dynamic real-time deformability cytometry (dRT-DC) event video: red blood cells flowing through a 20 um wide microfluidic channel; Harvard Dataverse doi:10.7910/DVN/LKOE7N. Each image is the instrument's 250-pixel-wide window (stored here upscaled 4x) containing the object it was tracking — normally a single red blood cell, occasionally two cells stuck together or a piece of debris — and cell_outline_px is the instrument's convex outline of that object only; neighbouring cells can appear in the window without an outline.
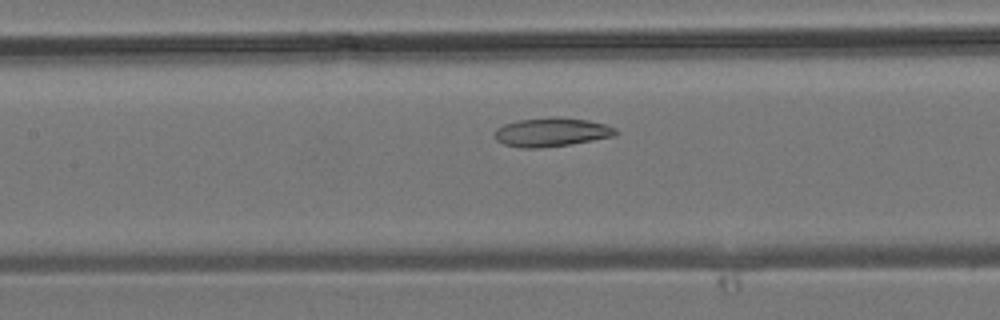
{"species": "common noctule bat (a hibernating species)", "species_latin": "Nyctalus noctula", "temperature_condition": "room temperature", "stored_images_in_passage": 32, "camera_frame_rate_fps": 3000, "um_per_image_px": 0.085, "animal": {"sex": "male", "body_mass_g": 19.2, "forearm_length_mm": 51.8}, "frame": {"image": 1, "passage_image": 9, "time_ms": 2.667, "image_size_px": [1000, 320], "cell_outline_px": [[620, 132], [616, 136], [568, 144], [536, 148], [520, 148], [504, 144], [496, 140], [492, 132], [496, 128], [504, 124], [516, 120], [552, 116], [560, 116], [588, 120], [604, 124], [616, 128]], "centroid_in_image_um": [46.86, 11.21], "position_along_channel_um": 160.5, "area_um2": 20.63}}
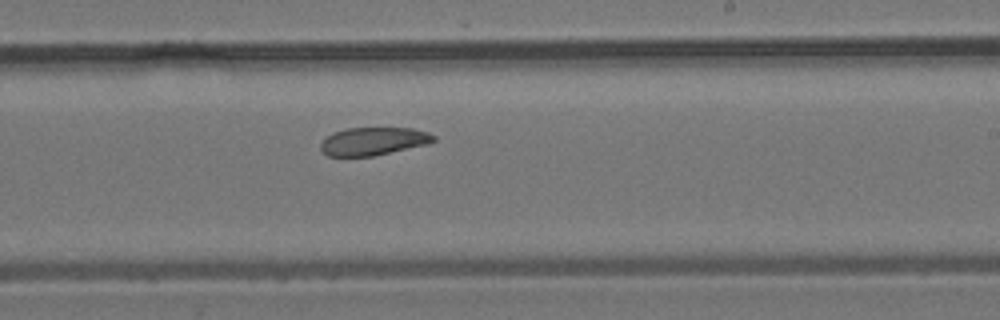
{"frame": {"image": 2, "passage_image": 15, "time_ms": 4.667, "image_size_px": [1000, 320], "cell_outline_px": [[436, 140], [428, 144], [372, 156], [328, 156], [320, 148], [320, 144], [324, 136], [332, 132], [344, 128], [412, 128], [428, 132], [436, 136]], "centroid_in_image_um": [31.71, 11.99], "position_along_channel_um": 257.3, "area_um2": 18.55}}
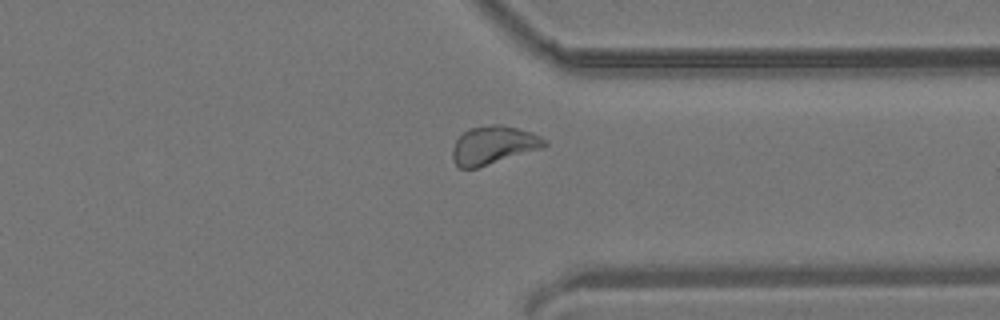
{"frame": {"image": 3, "passage_image": 22, "time_ms": 7.0, "image_size_px": [1000, 320], "cell_outline_px": [[548, 144], [544, 148], [476, 168], [460, 168], [452, 160], [452, 148], [456, 140], [468, 128], [492, 124], [500, 124], [532, 132], [548, 140]], "centroid_in_image_um": [41.96, 12.33], "position_along_channel_um": 369.4, "area_um2": 20.63}}